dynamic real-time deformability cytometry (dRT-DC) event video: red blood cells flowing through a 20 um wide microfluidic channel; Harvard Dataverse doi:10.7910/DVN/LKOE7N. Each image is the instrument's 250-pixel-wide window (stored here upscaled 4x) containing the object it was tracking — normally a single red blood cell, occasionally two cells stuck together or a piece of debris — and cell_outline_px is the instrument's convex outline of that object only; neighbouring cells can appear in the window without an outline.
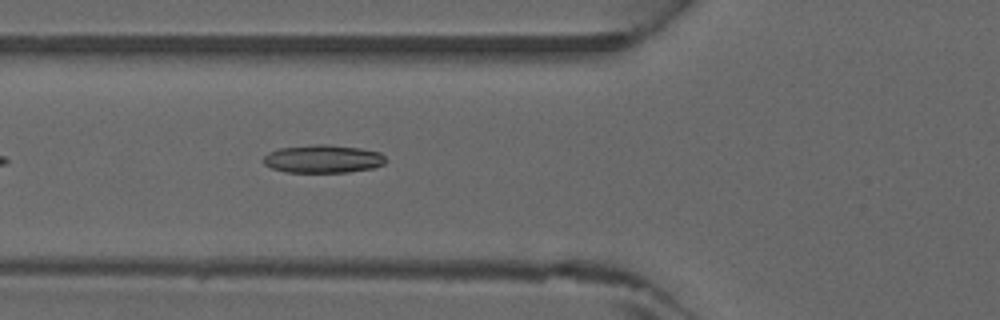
{"species": "common noctule bat (a hibernating species)", "species_latin": "Nyctalus noctula", "temperature_condition": "warm", "stored_images_in_passage": 14, "camera_frame_rate_fps": 3000, "um_per_image_px": 0.085, "animal": {"sex": "male", "forearm_length_mm": 52.5}, "frame": {"image": 1, "passage_image": 3, "time_ms": 0.667, "image_size_px": [1000, 320], "cell_outline_px": [[388, 160], [384, 164], [372, 168], [348, 172], [284, 172], [272, 168], [264, 164], [264, 156], [268, 152], [280, 148], [312, 144], [324, 144], [360, 148], [380, 152]], "centroid_in_image_um": [27.46, 13.5], "position_along_channel_um": 98.3, "area_um2": 20.06}}
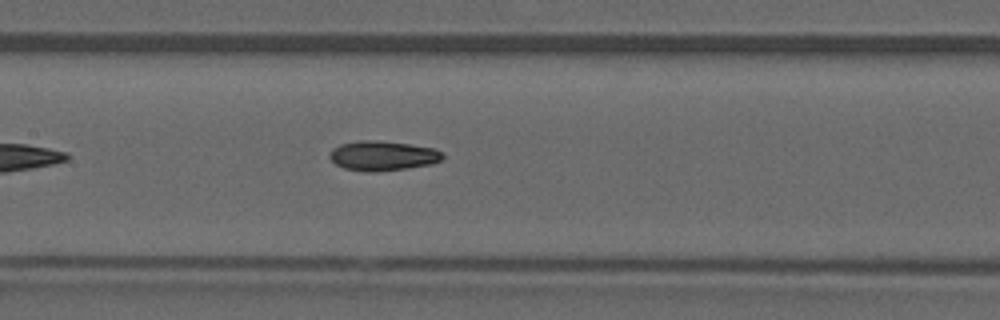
{"frame": {"image": 2, "passage_image": 8, "time_ms": 2.333, "image_size_px": [1000, 320], "cell_outline_px": [[444, 160], [432, 164], [408, 168], [344, 168], [336, 164], [328, 156], [332, 148], [340, 144], [360, 140], [368, 140], [408, 144], [436, 148], [444, 156]], "centroid_in_image_um": [32.58, 13.18], "position_along_channel_um": 174.8, "area_um2": 18.55}}